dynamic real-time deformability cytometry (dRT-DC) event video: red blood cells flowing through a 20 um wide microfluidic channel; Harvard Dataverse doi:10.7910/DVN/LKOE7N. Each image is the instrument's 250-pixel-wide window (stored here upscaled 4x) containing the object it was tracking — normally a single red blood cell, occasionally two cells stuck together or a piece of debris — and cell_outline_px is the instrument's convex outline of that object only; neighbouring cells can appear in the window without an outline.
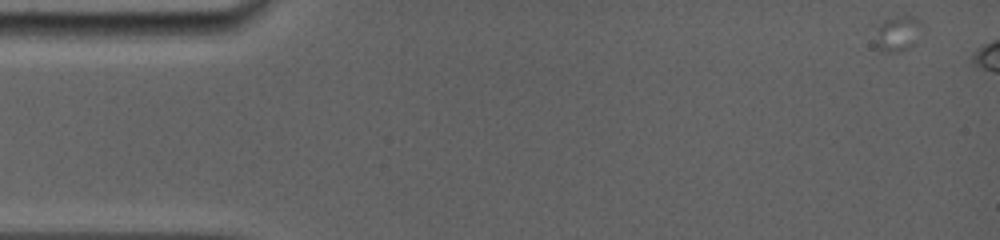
{"species": "common noctule bat (a hibernating species)", "species_latin": "Nyctalus noctula", "temperature_condition": "room temperature", "stored_images_in_passage": 37, "camera_frame_rate_fps": 5000, "um_per_image_px": 0.085, "animal": {"sex": "female", "body_mass_g": 19.0, "forearm_length_mm": 56.7}, "frame": {"image": 1, "passage_image": 1, "time_ms": 0.0, "image_size_px": [1000, 240], "cell_outline_px": [[920, 28], [916, 44], [900, 52], [880, 52], [872, 44], [876, 28], [884, 20], [904, 12], [920, 20]], "centroid_in_image_um": [76.24, 2.85], "position_along_channel_um": 8.8, "area_um2": 10.29}}